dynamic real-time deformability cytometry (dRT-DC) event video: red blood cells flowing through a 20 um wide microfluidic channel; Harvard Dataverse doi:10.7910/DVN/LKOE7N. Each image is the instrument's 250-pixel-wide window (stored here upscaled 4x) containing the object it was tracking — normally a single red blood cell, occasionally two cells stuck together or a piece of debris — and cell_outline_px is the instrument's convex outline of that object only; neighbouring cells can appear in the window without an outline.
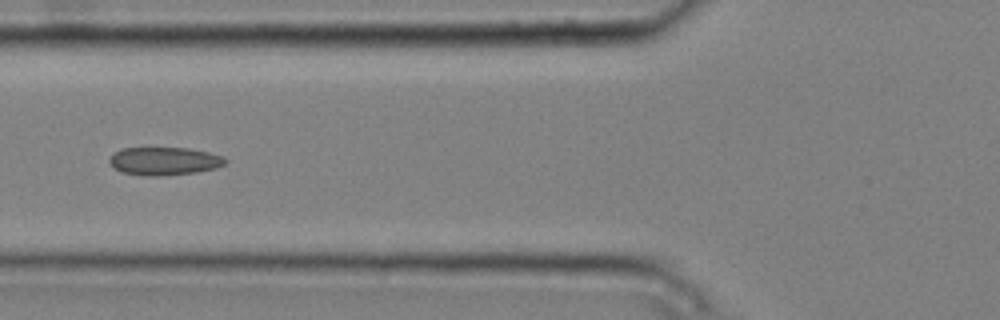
{"species": "common noctule bat (a hibernating species)", "species_latin": "Nyctalus noctula", "temperature_condition": "cold", "stored_images_in_passage": 9, "camera_frame_rate_fps": 3000, "um_per_image_px": 0.085, "animal": {"sex": "male", "body_mass_g": 20.4}, "frame": {"image": 1, "passage_image": 6, "time_ms": 1.667, "image_size_px": [1000, 320], "cell_outline_px": [[228, 160], [224, 164], [216, 168], [196, 172], [156, 176], [148, 176], [120, 172], [112, 168], [108, 164], [108, 160], [112, 152], [120, 148], [188, 148], [208, 152], [224, 156]], "centroid_in_image_um": [13.9, 13.69], "position_along_channel_um": 111.9, "area_um2": 19.19}}
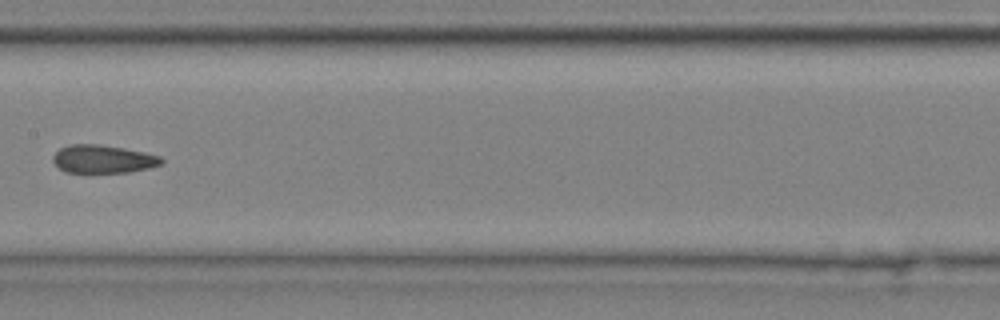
{"frame": {"image": 2, "passage_image": 8, "time_ms": 2.333, "image_size_px": [1000, 320], "cell_outline_px": [[164, 160], [160, 164], [148, 168], [128, 172], [64, 172], [52, 160], [52, 156], [60, 148], [68, 144], [96, 144], [124, 148], [144, 152], [160, 156]], "centroid_in_image_um": [8.73, 13.51], "position_along_channel_um": 198.7, "area_um2": 17.63}}
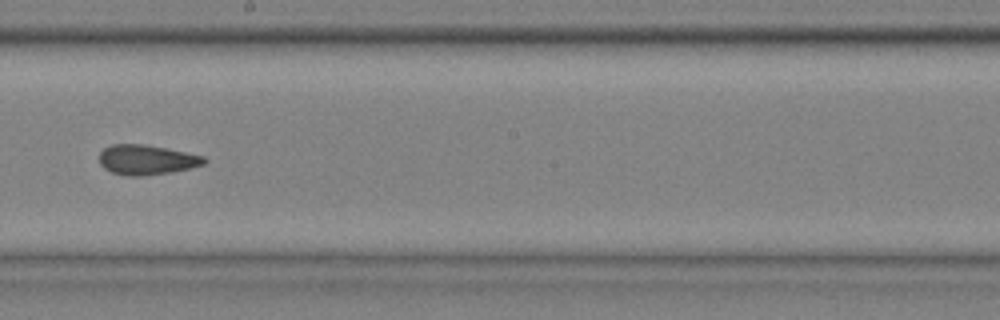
{"frame": {"image": 3, "passage_image": 9, "time_ms": 2.667, "image_size_px": [1000, 320], "cell_outline_px": [[208, 160], [204, 164], [188, 168], [168, 172], [140, 176], [128, 176], [112, 172], [104, 168], [100, 164], [100, 152], [104, 148], [112, 144], [144, 144], [204, 156]], "centroid_in_image_um": [12.43, 13.57], "position_along_channel_um": 235.8, "area_um2": 17.98}}